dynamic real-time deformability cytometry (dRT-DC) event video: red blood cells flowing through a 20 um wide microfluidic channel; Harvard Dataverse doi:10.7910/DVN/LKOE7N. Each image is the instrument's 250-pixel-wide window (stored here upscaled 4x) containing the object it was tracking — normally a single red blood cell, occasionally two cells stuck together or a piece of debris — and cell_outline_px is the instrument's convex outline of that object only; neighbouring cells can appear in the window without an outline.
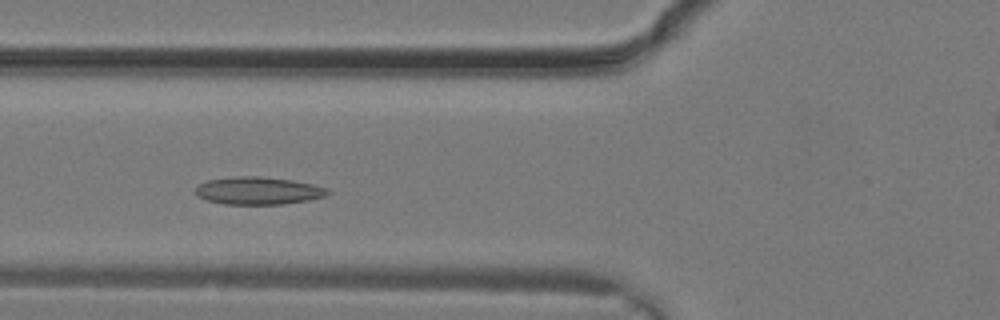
{"species": "common noctule bat (a hibernating species)", "species_latin": "Nyctalus noctula", "temperature_condition": "warm", "stored_images_in_passage": 27, "camera_frame_rate_fps": 3000, "um_per_image_px": 0.085, "animal": {"sex": "male", "body_mass_g": 19.2, "forearm_length_mm": 51.8}, "frame": {"image": 1, "passage_image": 8, "time_ms": 2.333, "image_size_px": [1000, 320], "cell_outline_px": [[332, 192], [324, 196], [308, 200], [280, 204], [224, 204], [208, 200], [196, 196], [196, 188], [200, 184], [208, 180], [236, 176], [256, 176], [292, 180], [312, 184], [328, 188]], "centroid_in_image_um": [21.96, 16.21], "position_along_channel_um": 103.8, "area_um2": 21.1}}
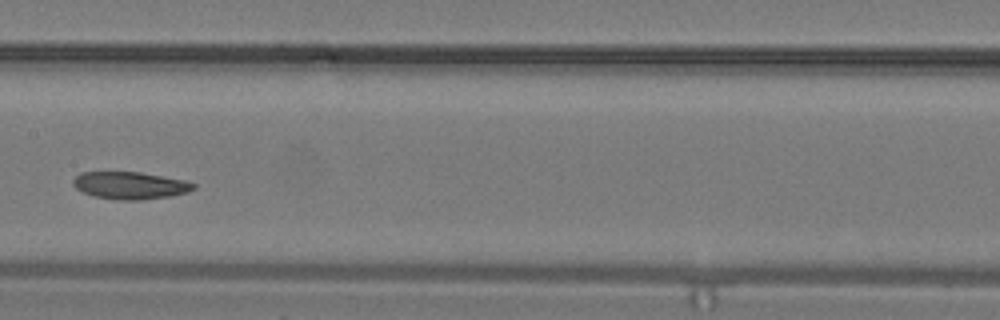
{"frame": {"image": 2, "passage_image": 12, "time_ms": 3.667, "image_size_px": [1000, 320], "cell_outline_px": [[196, 188], [188, 192], [172, 196], [144, 200], [120, 200], [92, 196], [76, 188], [72, 184], [72, 180], [80, 172], [140, 172], [184, 180], [196, 184]], "centroid_in_image_um": [11.07, 15.77], "position_along_channel_um": 196.3, "area_um2": 19.31}}
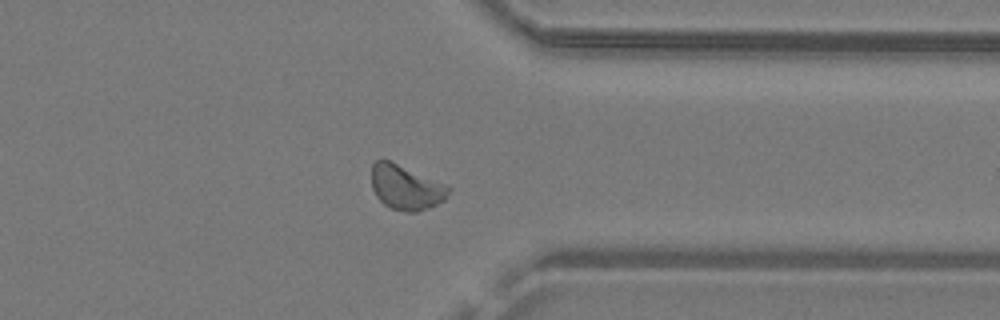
{"frame": {"image": 3, "passage_image": 20, "time_ms": 6.333, "image_size_px": [1000, 320], "cell_outline_px": [[452, 188], [444, 200], [428, 208], [416, 212], [408, 212], [392, 208], [384, 204], [376, 196], [372, 188], [372, 164], [376, 160], [392, 160], [448, 184]], "centroid_in_image_um": [34.53, 15.89], "position_along_channel_um": 376.9, "area_um2": 20.4}}